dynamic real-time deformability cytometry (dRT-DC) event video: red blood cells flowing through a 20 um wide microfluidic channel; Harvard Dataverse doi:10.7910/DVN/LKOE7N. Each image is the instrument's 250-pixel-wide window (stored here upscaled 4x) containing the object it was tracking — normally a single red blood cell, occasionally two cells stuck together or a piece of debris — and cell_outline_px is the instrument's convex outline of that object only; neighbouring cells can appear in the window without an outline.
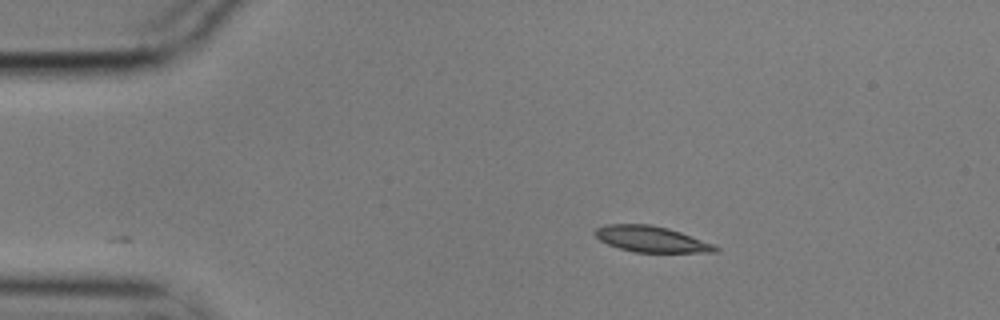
{"species": "common noctule bat (a hibernating species)", "species_latin": "Nyctalus noctula", "temperature_condition": "cold", "stored_images_in_passage": 48, "camera_frame_rate_fps": 3000, "um_per_image_px": 0.085, "animal": {"sex": "male", "body_mass_g": 17.9}, "frame": {"image": 1, "passage_image": 1, "time_ms": 0.0, "image_size_px": [1000, 320], "cell_outline_px": [[720, 248], [716, 252], [636, 252], [620, 248], [608, 244], [600, 240], [592, 232], [596, 228], [604, 224], [648, 224], [668, 228], [716, 244]], "centroid_in_image_um": [55.37, 20.32], "position_along_channel_um": 29.6, "area_um2": 18.21}}
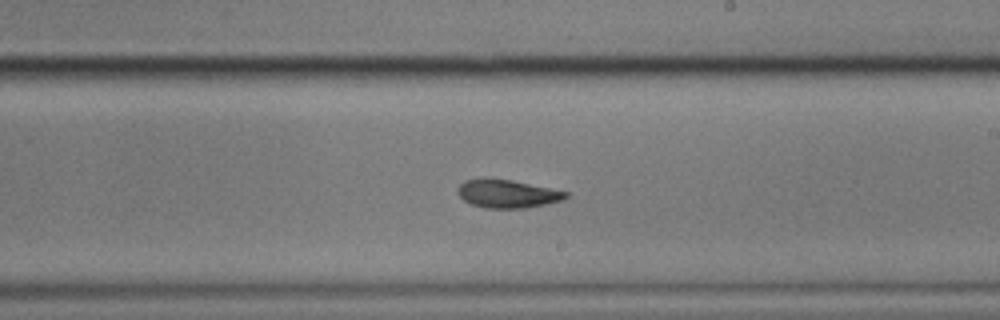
{"frame": {"image": 2, "passage_image": 24, "time_ms": 7.667, "image_size_px": [1000, 320], "cell_outline_px": [[568, 196], [564, 200], [524, 208], [484, 208], [472, 204], [464, 200], [456, 192], [456, 188], [464, 180], [512, 180], [568, 192]], "centroid_in_image_um": [43.12, 16.49], "position_along_channel_um": 245.9, "area_um2": 17.34}}
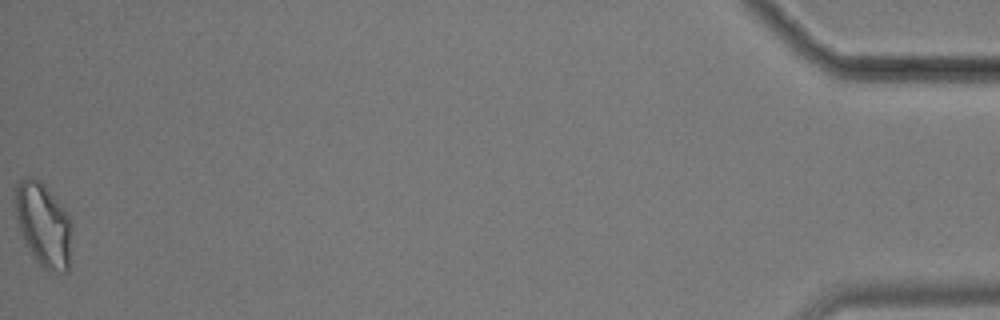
{"frame": {"image": 3, "passage_image": 48, "time_ms": 15.667, "image_size_px": [1000, 320], "cell_outline_px": [[72, 228], [68, 272], [48, 272], [36, 260], [28, 248], [24, 240], [16, 216], [16, 184], [24, 176], [32, 176], [44, 184], [64, 208], [72, 224]], "centroid_in_image_um": [3.71, 19.1], "position_along_channel_um": 431.5, "area_um2": 27.51}, "authors_computed_cell_mechanics": {"area_um2": 18.7561, "velocity_mm_per_s": 3.5197, "shape_relaxation_time_tau1_ms": 11.032, "shape_relaxation_time_tau2_ms": 5.1342, "deformation_change_tau1": 0.2181, "deformation_change_tau2": 0.1145}}